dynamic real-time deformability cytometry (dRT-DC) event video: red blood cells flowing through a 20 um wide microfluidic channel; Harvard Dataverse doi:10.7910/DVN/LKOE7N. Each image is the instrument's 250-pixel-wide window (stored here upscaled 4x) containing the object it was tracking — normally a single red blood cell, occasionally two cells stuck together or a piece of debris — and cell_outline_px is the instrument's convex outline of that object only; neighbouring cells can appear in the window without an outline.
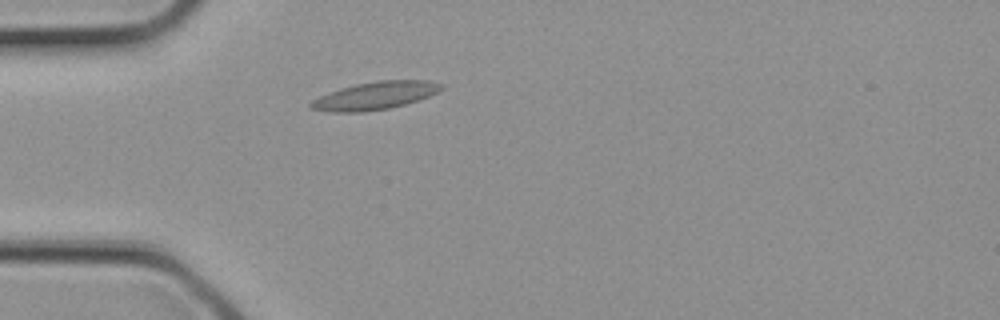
{"species": "common noctule bat (a hibernating species)", "species_latin": "Nyctalus noctula", "temperature_condition": "cold", "stored_images_in_passage": 2, "camera_frame_rate_fps": 3000, "um_per_image_px": 0.085, "animal": {"sex": "female", "body_mass_g": 21.9}, "frame": {"image": 1, "passage_image": 2, "time_ms": 0.333, "image_size_px": [1000, 320], "cell_outline_px": [[444, 88], [440, 92], [404, 104], [388, 108], [364, 112], [328, 112], [308, 108], [308, 104], [312, 100], [328, 92], [340, 88], [356, 84], [376, 80], [428, 80], [444, 84]], "centroid_in_image_um": [31.86, 8.12], "position_along_channel_um": 53.1, "area_um2": 21.27}}